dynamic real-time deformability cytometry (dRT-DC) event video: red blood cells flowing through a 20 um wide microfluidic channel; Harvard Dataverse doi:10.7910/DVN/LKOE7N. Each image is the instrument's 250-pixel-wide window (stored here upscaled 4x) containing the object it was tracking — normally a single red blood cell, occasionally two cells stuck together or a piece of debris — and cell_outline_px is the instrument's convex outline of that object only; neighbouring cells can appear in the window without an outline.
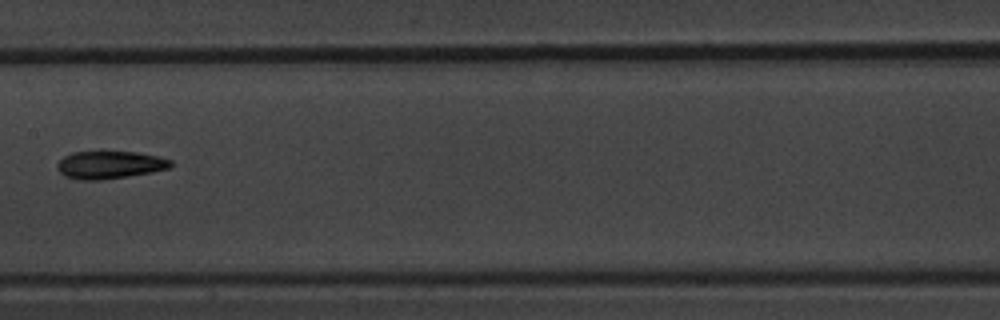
{"species": "common noctule bat (a hibernating species)", "species_latin": "Nyctalus noctula", "temperature_condition": "warm", "stored_images_in_passage": 9, "camera_frame_rate_fps": 3000, "um_per_image_px": 0.085, "animal": {"sex": "male", "body_mass_g": 20.1, "forearm_length_mm": 53.5}, "frame": {"image": 1, "passage_image": 6, "time_ms": 7.0, "image_size_px": [1000, 320], "cell_outline_px": [[172, 168], [152, 172], [128, 176], [100, 180], [80, 180], [64, 176], [56, 168], [56, 164], [64, 156], [72, 152], [100, 148], [136, 152], [156, 156], [172, 160]], "centroid_in_image_um": [9.29, 13.96], "position_along_channel_um": 198.1, "area_um2": 19.25}}
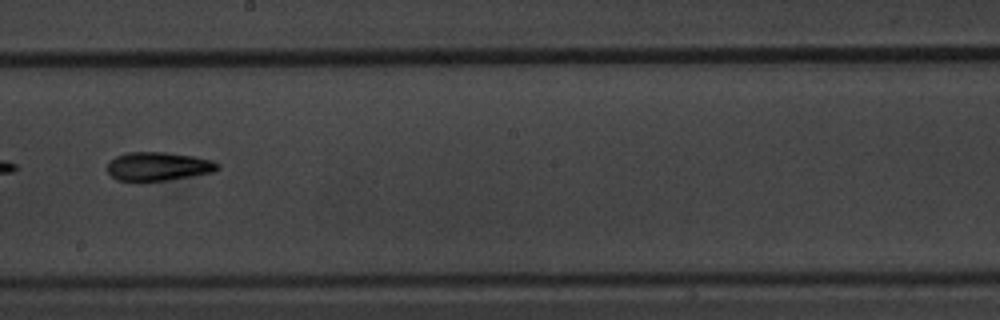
{"frame": {"image": 2, "passage_image": 7, "time_ms": 8.0, "image_size_px": [1000, 320], "cell_outline_px": [[220, 168], [212, 172], [192, 176], [168, 180], [116, 180], [108, 172], [108, 164], [116, 156], [128, 152], [164, 152], [192, 156], [212, 160], [220, 164]], "centroid_in_image_um": [13.48, 14.13], "position_along_channel_um": 234.7, "area_um2": 18.15}}
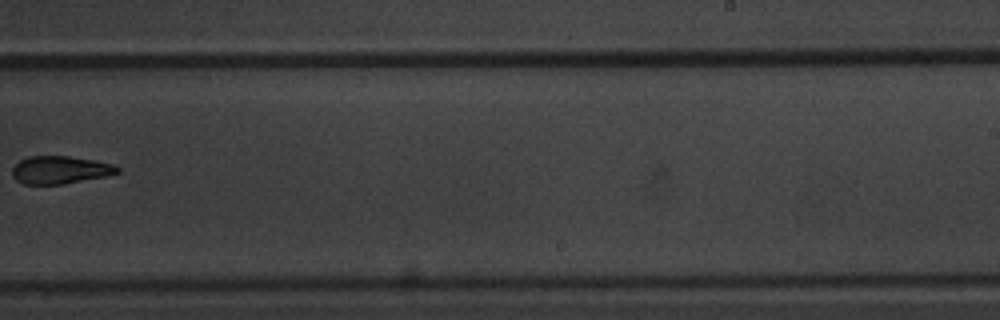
{"frame": {"image": 3, "passage_image": 8, "time_ms": 9.333, "image_size_px": [1000, 320], "cell_outline_px": [[120, 172], [108, 176], [64, 184], [24, 184], [16, 180], [12, 176], [12, 168], [20, 160], [28, 156], [68, 156], [92, 160], [112, 164], [120, 168]], "centroid_in_image_um": [5.11, 14.45], "position_along_channel_um": 283.9, "area_um2": 17.05}}